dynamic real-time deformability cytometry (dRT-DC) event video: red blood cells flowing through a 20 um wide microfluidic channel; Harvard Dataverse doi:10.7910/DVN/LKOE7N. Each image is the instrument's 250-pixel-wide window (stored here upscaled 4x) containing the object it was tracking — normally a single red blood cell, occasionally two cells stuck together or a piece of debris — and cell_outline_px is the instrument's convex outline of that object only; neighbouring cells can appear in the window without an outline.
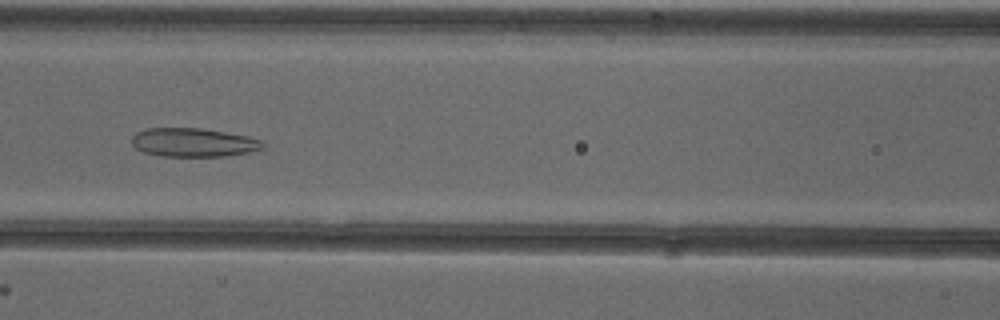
{"species": "common noctule bat (a hibernating species)", "species_latin": "Nyctalus noctula", "temperature_condition": "cold", "stored_images_in_passage": 53, "camera_frame_rate_fps": 3000, "um_per_image_px": 0.085, "animal": {"sex": "female"}, "frame": {"image": 1, "passage_image": 24, "time_ms": 7.667, "image_size_px": [1000, 320], "cell_outline_px": [[264, 148], [248, 152], [224, 156], [160, 156], [144, 152], [136, 148], [132, 144], [132, 136], [136, 132], [148, 128], [200, 128], [248, 136], [264, 140]], "centroid_in_image_um": [16.45, 12.1], "position_along_channel_um": 150.2, "area_um2": 21.91}}
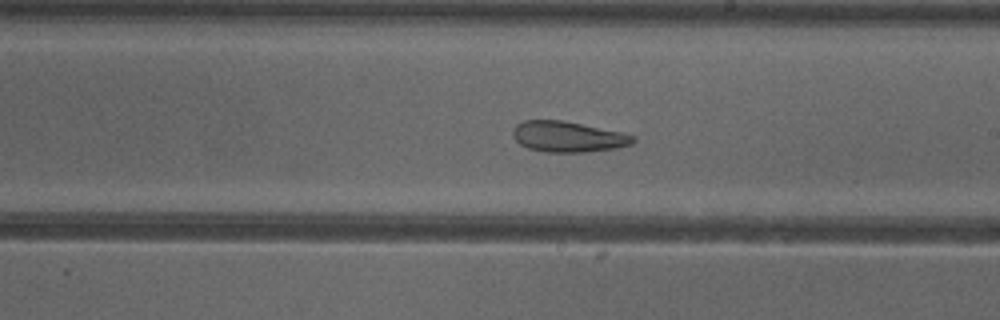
{"frame": {"image": 2, "passage_image": 31, "time_ms": 10.0, "image_size_px": [1000, 320], "cell_outline_px": [[636, 140], [632, 144], [616, 148], [584, 152], [548, 152], [528, 148], [520, 144], [512, 136], [512, 128], [516, 124], [524, 120], [560, 120], [620, 132], [636, 136]], "centroid_in_image_um": [48.25, 11.62], "position_along_channel_um": 240.8, "area_um2": 21.39}}
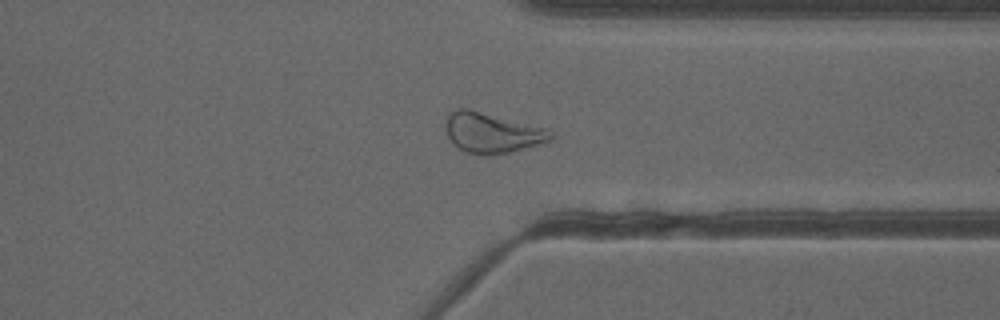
{"frame": {"image": 3, "passage_image": 41, "time_ms": 13.333, "image_size_px": [1000, 320], "cell_outline_px": [[552, 140], [524, 148], [508, 152], [484, 156], [468, 152], [452, 144], [448, 136], [444, 124], [444, 116], [448, 112], [456, 108], [468, 108], [548, 128], [552, 132]], "centroid_in_image_um": [41.77, 11.26], "position_along_channel_um": 369.6, "area_um2": 24.91}, "authors_computed_cell_mechanics": {"area_um2": 27.744, "velocity_mm_per_s": 3.8858, "shape_relaxation_time_tau1_ms": null, "shape_relaxation_time_tau2_ms": 2.4206, "deformation_change_tau1": null, "deformation_change_tau2": 0.1068}}